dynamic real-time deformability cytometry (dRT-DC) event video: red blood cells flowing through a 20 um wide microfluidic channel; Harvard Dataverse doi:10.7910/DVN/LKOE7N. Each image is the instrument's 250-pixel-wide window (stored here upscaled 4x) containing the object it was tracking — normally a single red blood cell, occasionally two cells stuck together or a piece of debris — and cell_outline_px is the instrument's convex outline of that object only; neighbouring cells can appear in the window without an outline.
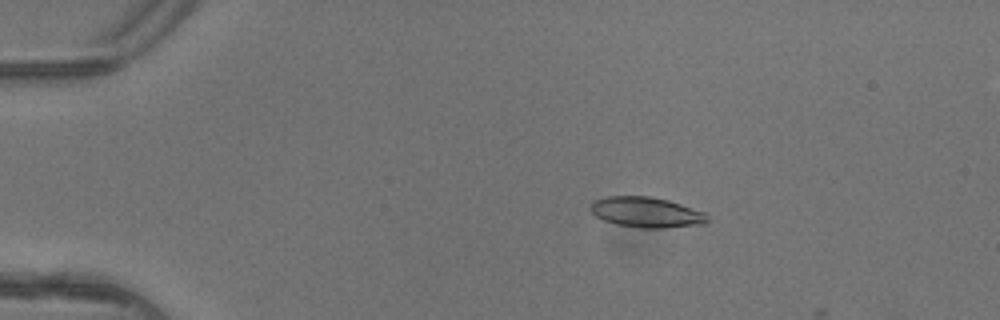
{"species": "common noctule bat (a hibernating species)", "species_latin": "Nyctalus noctula", "temperature_condition": "warm", "stored_images_in_passage": 5, "camera_frame_rate_fps": 3000, "um_per_image_px": 0.085, "animal": {"sex": "female"}, "frame": {"image": 1, "passage_image": 3, "time_ms": 0.667, "image_size_px": [1000, 320], "cell_outline_px": [[708, 220], [704, 224], [664, 228], [640, 228], [616, 224], [604, 220], [596, 216], [588, 208], [596, 200], [604, 196], [648, 196], [668, 200], [704, 212], [708, 216]], "centroid_in_image_um": [54.93, 18.04], "position_along_channel_um": 30.1, "area_um2": 20.63}}